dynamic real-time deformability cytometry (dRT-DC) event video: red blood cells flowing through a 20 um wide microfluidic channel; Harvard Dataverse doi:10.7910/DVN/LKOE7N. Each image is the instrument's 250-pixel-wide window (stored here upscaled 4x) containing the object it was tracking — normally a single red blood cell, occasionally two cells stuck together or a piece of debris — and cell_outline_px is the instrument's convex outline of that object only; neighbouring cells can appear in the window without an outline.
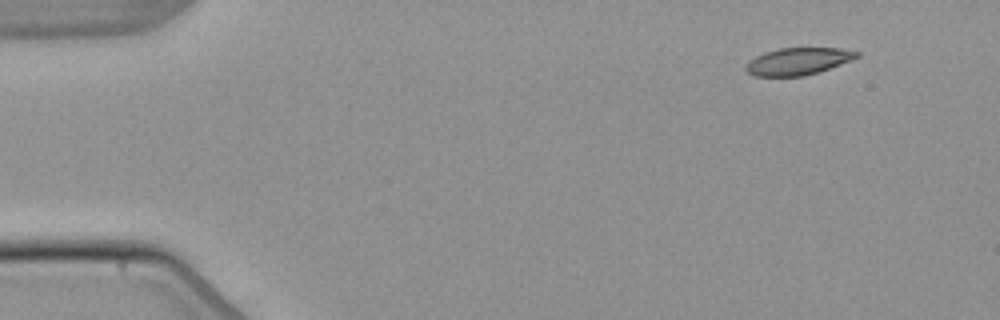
{"species": "common noctule bat (a hibernating species)", "species_latin": "Nyctalus noctula", "temperature_condition": "warm", "stored_images_in_passage": 3, "camera_frame_rate_fps": 3000, "um_per_image_px": 0.085, "animal": {"sex": "male", "body_mass_g": 21.5, "forearm_length_mm": 52.0}, "frame": {"image": 1, "passage_image": 1, "time_ms": 0.0, "image_size_px": [1000, 320], "cell_outline_px": [[860, 56], [852, 60], [804, 76], [752, 76], [744, 68], [744, 64], [748, 60], [764, 52], [780, 48], [840, 48], [860, 52]], "centroid_in_image_um": [67.79, 5.2], "position_along_channel_um": 17.2, "area_um2": 17.57}}